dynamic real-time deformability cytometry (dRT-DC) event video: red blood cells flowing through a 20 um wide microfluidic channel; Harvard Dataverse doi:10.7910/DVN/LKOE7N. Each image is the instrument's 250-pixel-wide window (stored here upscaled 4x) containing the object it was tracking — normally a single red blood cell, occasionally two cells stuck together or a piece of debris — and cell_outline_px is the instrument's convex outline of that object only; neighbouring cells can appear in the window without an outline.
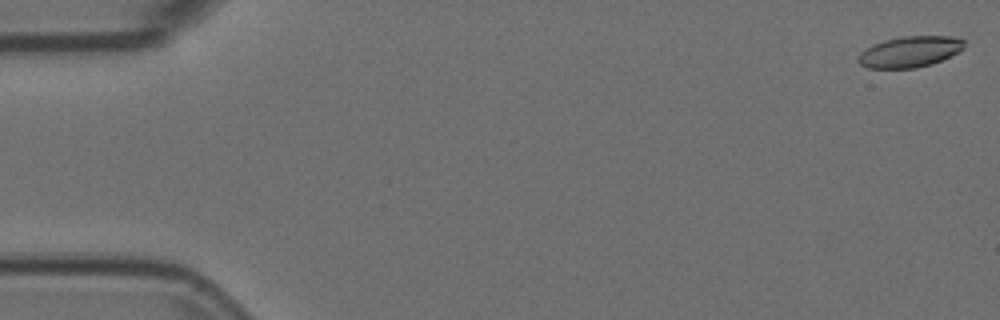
{"species": "Egyptian fruit bat (a non-hibernating species)", "species_latin": "Rousettus aegyptiacus", "temperature_condition": "room temperature", "stored_images_in_passage": 47, "camera_frame_rate_fps": 3000, "um_per_image_px": 0.085, "animal": {"sex": "female"}, "frame": {"image": 1, "passage_image": 1, "time_ms": 0.0, "image_size_px": [1000, 320], "cell_outline_px": [[964, 48], [932, 64], [916, 68], [868, 68], [860, 64], [856, 60], [860, 52], [872, 44], [884, 40], [904, 36], [952, 36], [964, 40]], "centroid_in_image_um": [77.29, 4.4], "position_along_channel_um": 7.7, "area_um2": 19.07}}
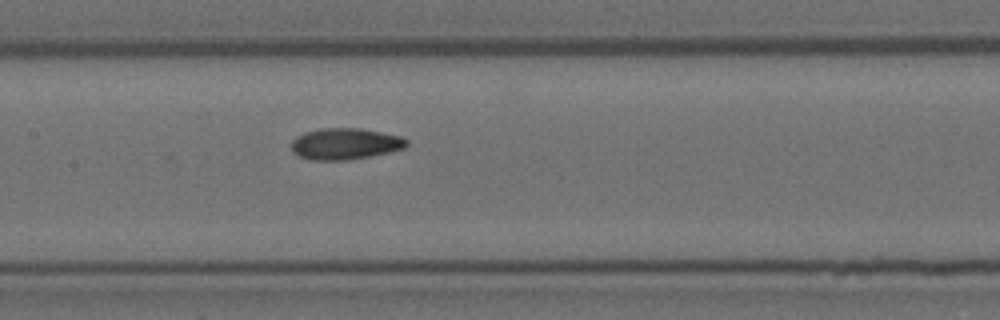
{"frame": {"image": 2, "passage_image": 27, "time_ms": 8.667, "image_size_px": [1000, 320], "cell_outline_px": [[408, 144], [404, 148], [368, 156], [348, 160], [308, 160], [292, 152], [292, 140], [296, 136], [304, 132], [320, 128], [360, 128], [400, 136], [408, 140]], "centroid_in_image_um": [29.29, 12.22], "position_along_channel_um": 178.1, "area_um2": 20.98}}
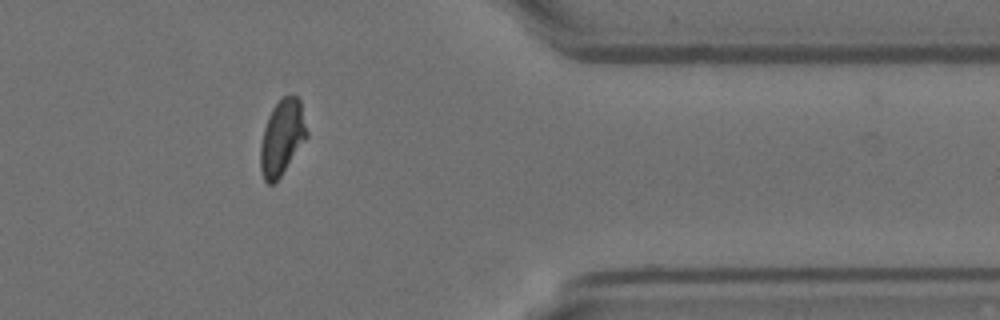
{"frame": {"image": 3, "passage_image": 46, "time_ms": 15.0, "image_size_px": [1000, 320], "cell_outline_px": [[308, 136], [280, 176], [272, 184], [268, 184], [264, 180], [260, 168], [260, 144], [264, 128], [268, 116], [272, 108], [284, 96], [296, 96], [300, 100], [308, 132]], "centroid_in_image_um": [23.96, 11.68], "position_along_channel_um": 387.4, "area_um2": 20.17}}